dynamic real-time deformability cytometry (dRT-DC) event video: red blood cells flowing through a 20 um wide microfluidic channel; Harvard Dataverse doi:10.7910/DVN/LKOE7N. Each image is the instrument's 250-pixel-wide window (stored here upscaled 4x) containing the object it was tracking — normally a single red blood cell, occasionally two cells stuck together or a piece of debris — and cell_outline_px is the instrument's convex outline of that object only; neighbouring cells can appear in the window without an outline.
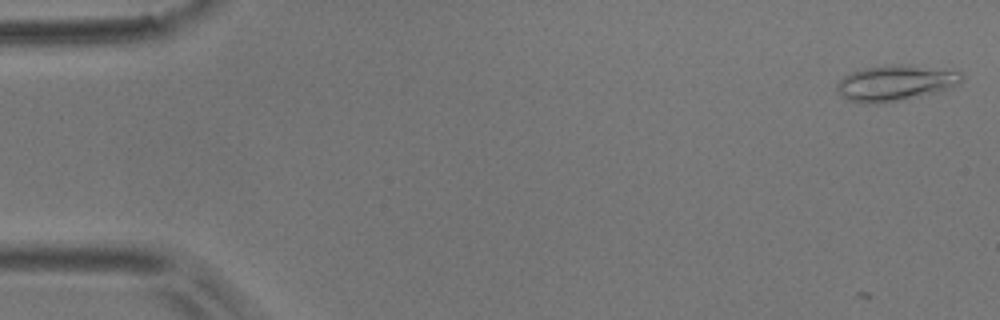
{"species": "common noctule bat (a hibernating species)", "species_latin": "Nyctalus noctula", "temperature_condition": "room temperature", "stored_images_in_passage": 2, "camera_frame_rate_fps": 3000, "um_per_image_px": 0.085, "animal": {"sex": "male", "body_mass_g": 17.9}, "frame": {"image": 1, "passage_image": 2, "time_ms": 0.333, "image_size_px": [1000, 320], "cell_outline_px": [[964, 76], [952, 88], [936, 92], [876, 104], [864, 104], [848, 100], [836, 88], [836, 84], [844, 76], [852, 72], [868, 68], [888, 64], [908, 64], [960, 72]], "centroid_in_image_um": [76.09, 7.04], "position_along_channel_um": 8.9, "area_um2": 25.49}}